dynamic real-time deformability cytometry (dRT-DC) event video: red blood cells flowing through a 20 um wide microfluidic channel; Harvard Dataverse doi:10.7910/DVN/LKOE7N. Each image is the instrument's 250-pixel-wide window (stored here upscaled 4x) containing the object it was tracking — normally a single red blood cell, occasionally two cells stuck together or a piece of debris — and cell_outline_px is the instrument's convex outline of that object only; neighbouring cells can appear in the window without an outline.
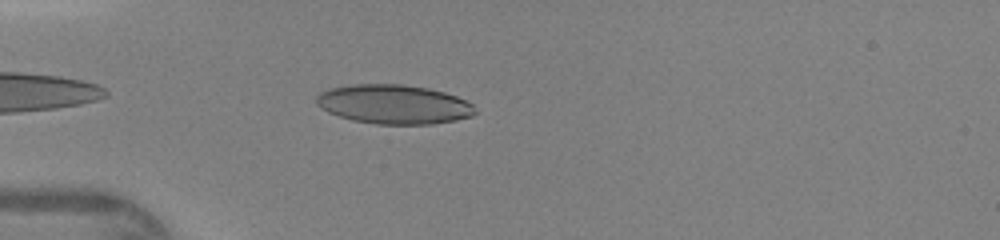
{"species": "human", "species_latin": "Homo sapiens", "temperature_condition": "warm", "stored_images_in_passage": 35, "camera_frame_rate_fps": 3000, "um_per_image_px": 0.085, "donor": {"sex": "female"}, "frame": {"image": 1, "passage_image": 3, "time_ms": 0.667, "image_size_px": [1000, 240], "cell_outline_px": [[476, 112], [472, 116], [456, 120], [432, 124], [376, 124], [352, 120], [328, 112], [316, 104], [316, 96], [320, 92], [328, 88], [352, 84], [400, 84], [428, 88], [444, 92], [456, 96], [472, 104]], "centroid_in_image_um": [33.45, 8.86], "position_along_channel_um": 51.5, "area_um2": 36.3}}
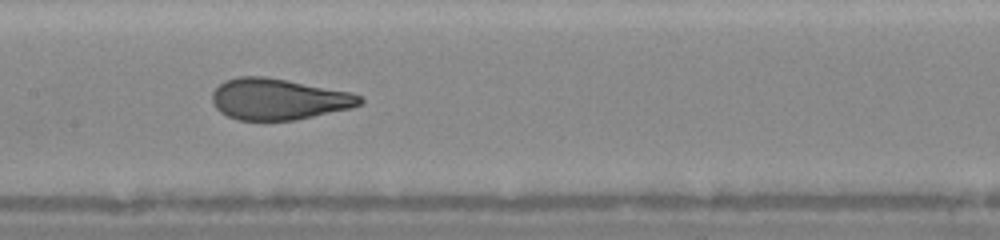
{"frame": {"image": 2, "passage_image": 13, "time_ms": 4.0, "image_size_px": [1000, 240], "cell_outline_px": [[364, 100], [360, 104], [352, 108], [296, 120], [240, 120], [228, 116], [220, 112], [212, 104], [212, 92], [224, 80], [240, 76], [264, 76], [352, 92], [360, 96]], "centroid_in_image_um": [23.66, 8.43], "position_along_channel_um": 183.7, "area_um2": 35.49}}
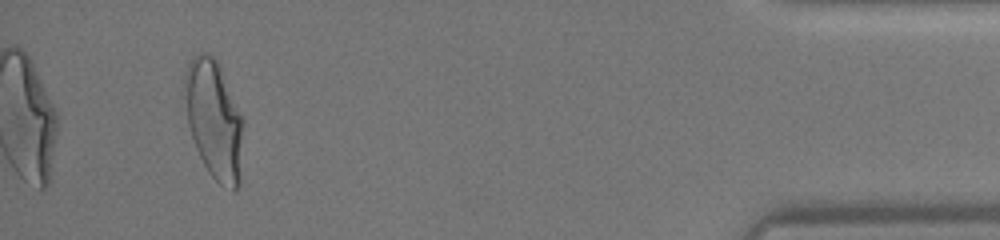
{"frame": {"image": 3, "passage_image": 33, "time_ms": 10.667, "image_size_px": [1000, 240], "cell_outline_px": [[244, 124], [240, 184], [232, 192], [220, 184], [208, 172], [196, 148], [188, 124], [180, 96], [184, 72], [192, 56], [200, 52], [208, 52], [220, 64], [244, 120]], "centroid_in_image_um": [18.16, 10.12], "position_along_channel_um": 417.0, "area_um2": 41.91}}